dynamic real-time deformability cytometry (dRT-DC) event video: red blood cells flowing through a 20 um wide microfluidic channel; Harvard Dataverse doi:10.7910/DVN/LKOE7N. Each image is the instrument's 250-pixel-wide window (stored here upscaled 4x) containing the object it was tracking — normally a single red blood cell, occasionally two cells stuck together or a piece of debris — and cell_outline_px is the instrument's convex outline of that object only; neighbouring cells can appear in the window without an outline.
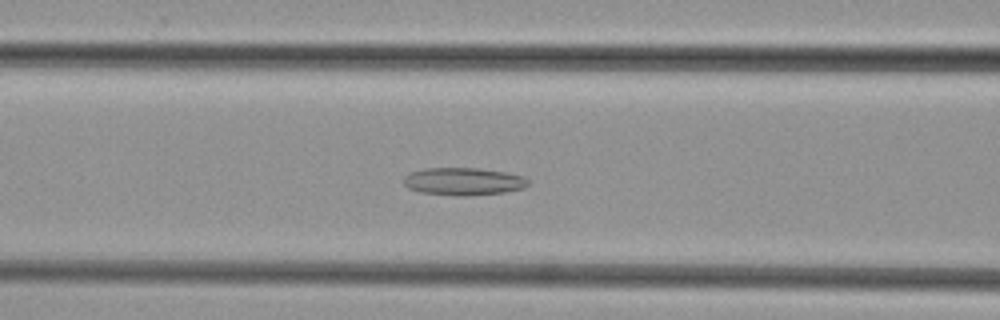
{"species": "common noctule bat (a hibernating species)", "species_latin": "Nyctalus noctula", "temperature_condition": "cold", "stored_images_in_passage": 38, "camera_frame_rate_fps": 3000, "um_per_image_px": 0.085, "animal": {"sex": "female", "body_mass_g": 29.2, "forearm_length_mm": 56.3}, "frame": {"image": 1, "passage_image": 9, "time_ms": 2.667, "image_size_px": [1000, 320], "cell_outline_px": [[528, 184], [524, 188], [504, 192], [468, 196], [456, 196], [420, 192], [408, 188], [404, 184], [404, 176], [412, 172], [424, 168], [480, 168], [504, 172], [524, 176], [528, 180]], "centroid_in_image_um": [39.39, 15.42], "position_along_channel_um": 127.2, "area_um2": 20.06}}
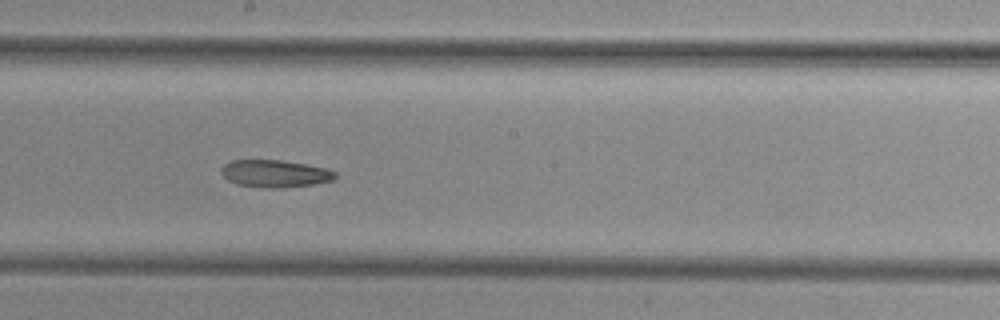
{"frame": {"image": 2, "passage_image": 16, "time_ms": 5.0, "image_size_px": [1000, 320], "cell_outline_px": [[336, 176], [332, 180], [312, 184], [284, 188], [264, 188], [236, 184], [228, 180], [220, 172], [220, 168], [224, 164], [232, 160], [280, 160], [304, 164], [324, 168], [336, 172]], "centroid_in_image_um": [23.32, 14.76], "position_along_channel_um": 224.9, "area_um2": 18.09}}
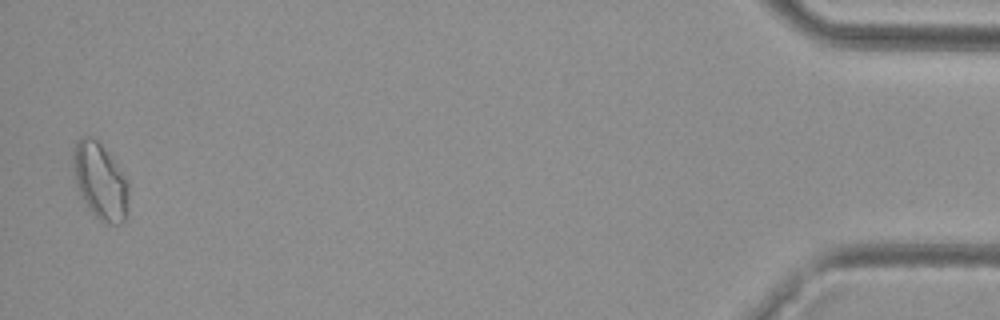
{"frame": {"image": 3, "passage_image": 37, "time_ms": 12.0, "image_size_px": [1000, 320], "cell_outline_px": [[128, 216], [120, 224], [104, 224], [88, 208], [76, 184], [72, 168], [72, 152], [80, 136], [92, 136], [100, 144], [116, 164], [128, 180]], "centroid_in_image_um": [8.52, 15.42], "position_along_channel_um": 426.7, "area_um2": 24.74}}